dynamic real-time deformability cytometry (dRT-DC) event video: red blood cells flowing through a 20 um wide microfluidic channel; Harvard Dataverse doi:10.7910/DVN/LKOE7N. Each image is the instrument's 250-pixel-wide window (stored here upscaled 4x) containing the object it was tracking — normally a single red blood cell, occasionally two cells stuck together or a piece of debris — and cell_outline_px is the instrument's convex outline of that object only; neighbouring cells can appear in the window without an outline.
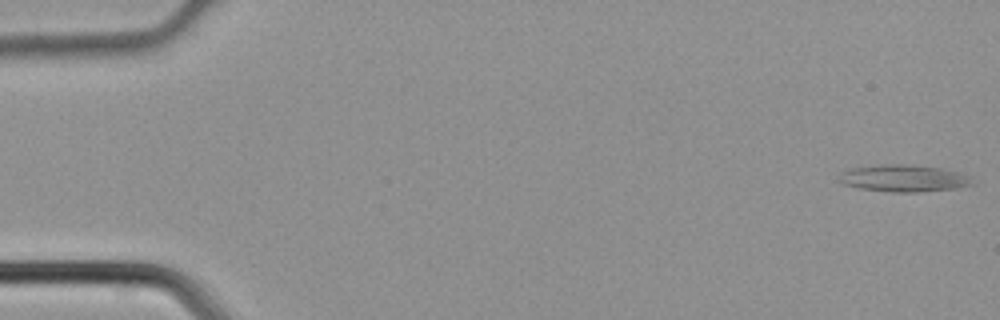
{"species": "common noctule bat (a hibernating species)", "species_latin": "Nyctalus noctula", "temperature_condition": "cold", "stored_images_in_passage": 45, "camera_frame_rate_fps": 3000, "um_per_image_px": 0.085, "animal": {"sex": "male", "body_mass_g": 21.5, "forearm_length_mm": 52.0}, "frame": {"image": 1, "passage_image": 1, "time_ms": 0.0, "image_size_px": [1000, 320], "cell_outline_px": [[972, 184], [956, 188], [920, 192], [892, 192], [860, 188], [844, 184], [840, 180], [840, 172], [848, 168], [884, 164], [912, 164], [940, 168], [960, 172], [972, 176]], "centroid_in_image_um": [76.83, 15.14], "position_along_channel_um": 8.2, "area_um2": 21.04}}
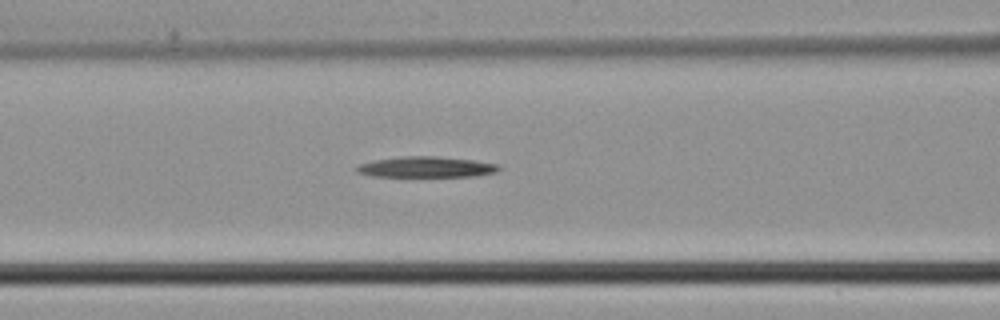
{"frame": {"image": 2, "passage_image": 19, "time_ms": 6.0, "image_size_px": [1000, 320], "cell_outline_px": [[504, 168], [496, 172], [476, 176], [372, 176], [356, 172], [356, 168], [360, 164], [376, 160], [404, 156], [436, 156], [472, 160], [500, 164]], "centroid_in_image_um": [36.3, 14.19], "position_along_channel_um": 130.3, "area_um2": 17.11}}
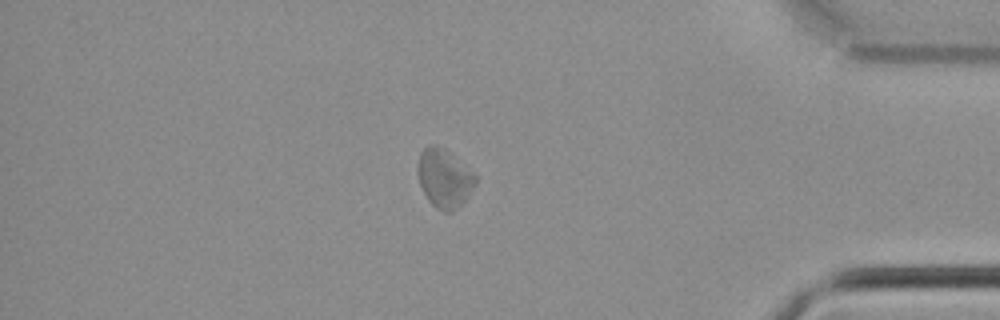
{"frame": {"image": 3, "passage_image": 39, "time_ms": 12.667, "image_size_px": [1000, 320], "cell_outline_px": [[476, 184], [464, 200], [452, 212], [444, 212], [436, 208], [428, 200], [420, 184], [420, 152], [428, 144], [436, 144], [444, 148], [472, 172], [476, 176]], "centroid_in_image_um": [37.78, 15.16], "position_along_channel_um": 397.4, "area_um2": 19.07}}